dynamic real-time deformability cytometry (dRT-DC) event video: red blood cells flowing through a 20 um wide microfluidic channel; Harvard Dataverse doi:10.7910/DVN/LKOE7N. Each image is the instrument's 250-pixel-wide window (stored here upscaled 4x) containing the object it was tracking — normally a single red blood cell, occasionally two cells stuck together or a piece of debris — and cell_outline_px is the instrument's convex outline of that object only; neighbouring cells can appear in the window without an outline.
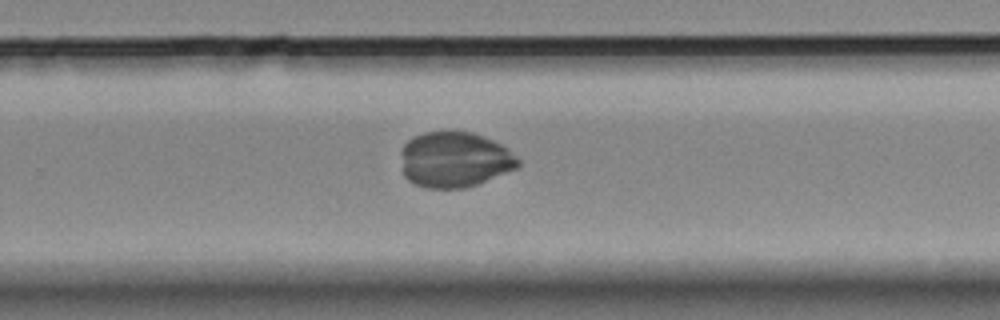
{"species": "Egyptian fruit bat (a non-hibernating species)", "species_latin": "Rousettus aegyptiacus", "temperature_condition": "room temperature", "stored_images_in_passage": 55, "camera_frame_rate_fps": 3000, "um_per_image_px": 0.085, "animal": {"sex": "female"}, "frame": {"image": 1, "passage_image": 35, "time_ms": 11.333, "image_size_px": [1000, 320], "cell_outline_px": [[520, 164], [516, 168], [476, 184], [464, 188], [428, 188], [416, 184], [408, 180], [404, 176], [400, 152], [400, 148], [412, 136], [424, 132], [472, 132], [484, 136], [508, 148], [520, 160]], "centroid_in_image_um": [38.61, 13.56], "position_along_channel_um": 291.2, "area_um2": 37.92}}
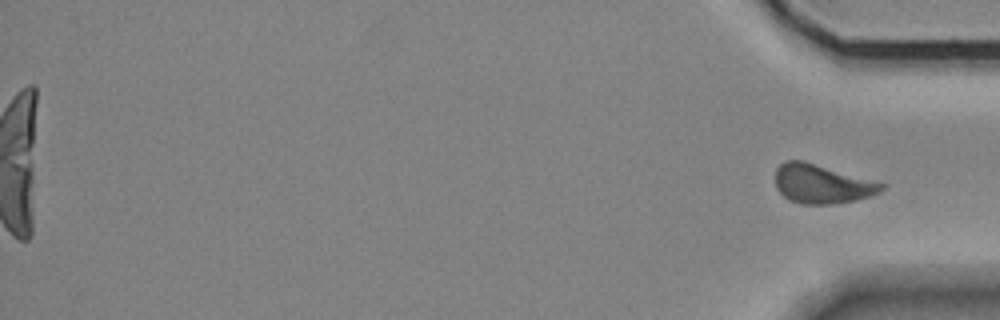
{"frame": {"image": 2, "passage_image": 55, "time_ms": 18.0, "image_size_px": [1000, 320], "cell_outline_px": [[888, 184], [880, 192], [872, 196], [856, 200], [832, 204], [800, 204], [788, 200], [776, 188], [776, 168], [784, 160], [804, 160]], "centroid_in_image_um": [69.88, 15.63], "position_along_channel_um": 365.3, "area_um2": 24.51}}